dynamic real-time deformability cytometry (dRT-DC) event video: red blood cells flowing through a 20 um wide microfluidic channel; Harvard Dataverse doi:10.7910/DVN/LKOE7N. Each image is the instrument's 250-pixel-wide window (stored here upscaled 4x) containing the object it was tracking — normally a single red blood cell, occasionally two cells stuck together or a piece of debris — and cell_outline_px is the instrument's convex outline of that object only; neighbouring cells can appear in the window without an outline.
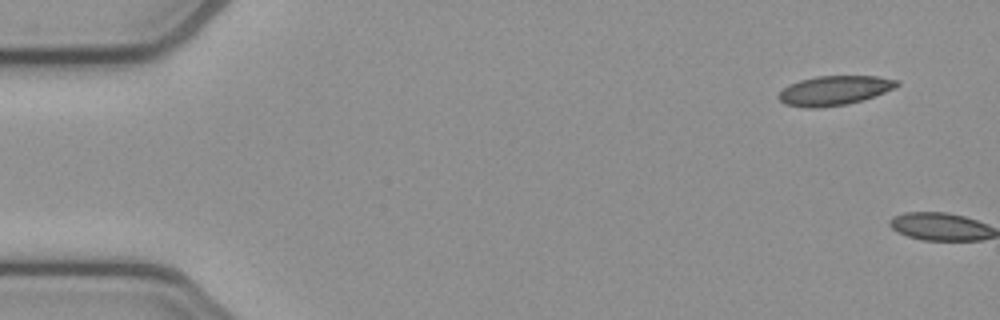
{"species": "common noctule bat (a hibernating species)", "species_latin": "Nyctalus noctula", "temperature_condition": "cold", "stored_images_in_passage": 9, "camera_frame_rate_fps": 3000, "um_per_image_px": 0.085, "animal": {"sex": "female", "body_mass_g": 21.9}, "frame": {"image": 1, "passage_image": 1, "time_ms": 0.0, "image_size_px": [1000, 320], "cell_outline_px": [[900, 84], [896, 88], [848, 104], [816, 108], [808, 108], [784, 104], [776, 96], [788, 84], [800, 80], [816, 76], [876, 76], [900, 80]], "centroid_in_image_um": [70.91, 7.68], "position_along_channel_um": 14.1, "area_um2": 20.29}}
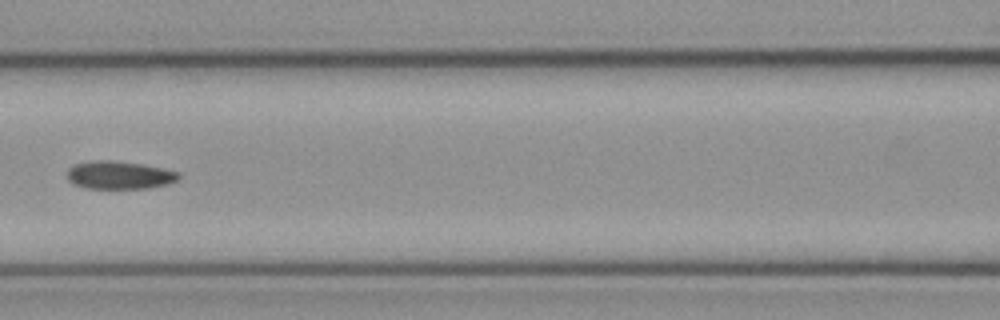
{"frame": {"image": 2, "passage_image": 7, "time_ms": 2.0, "image_size_px": [1000, 320], "cell_outline_px": [[180, 176], [176, 180], [168, 184], [148, 188], [84, 188], [72, 184], [68, 180], [68, 168], [76, 164], [96, 160], [112, 160], [144, 164], [164, 168], [180, 172]], "centroid_in_image_um": [10.15, 14.88], "position_along_channel_um": 156.4, "area_um2": 18.26}}
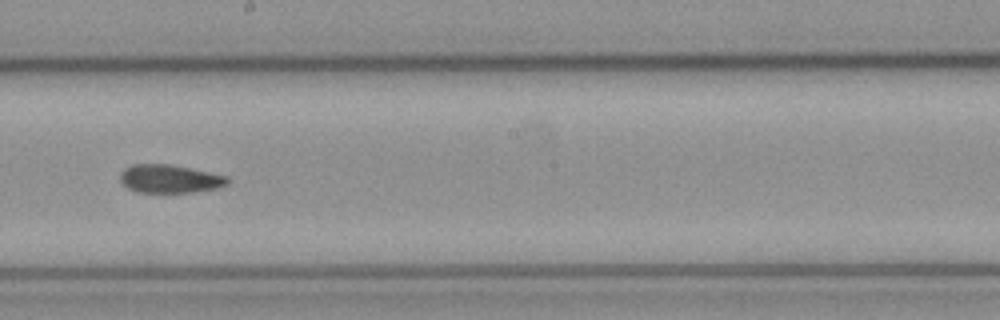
{"frame": {"image": 3, "passage_image": 9, "time_ms": 2.667, "image_size_px": [1000, 320], "cell_outline_px": [[232, 180], [228, 184], [216, 188], [192, 192], [136, 192], [128, 188], [120, 180], [120, 172], [124, 168], [132, 164], [168, 164], [228, 176]], "centroid_in_image_um": [14.42, 15.2], "position_along_channel_um": 233.8, "area_um2": 17.63}}